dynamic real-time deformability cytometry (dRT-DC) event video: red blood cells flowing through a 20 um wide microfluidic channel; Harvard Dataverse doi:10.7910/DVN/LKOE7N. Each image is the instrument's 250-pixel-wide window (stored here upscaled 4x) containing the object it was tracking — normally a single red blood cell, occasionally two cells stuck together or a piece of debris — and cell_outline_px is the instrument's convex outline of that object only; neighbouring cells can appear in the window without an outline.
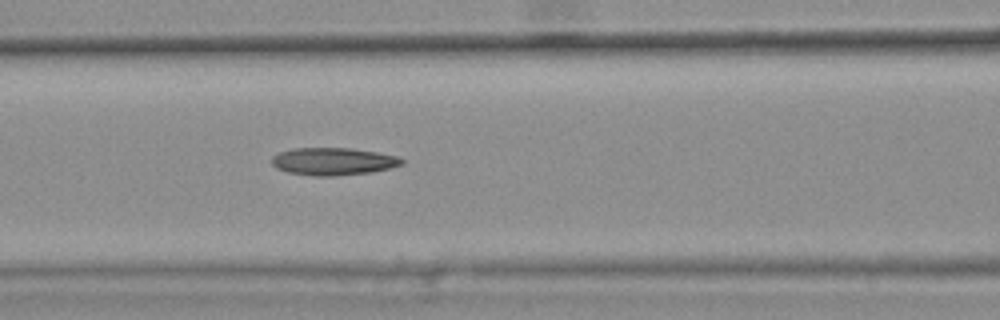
{"species": "common noctule bat (a hibernating species)", "species_latin": "Nyctalus noctula", "temperature_condition": "warm", "stored_images_in_passage": 45, "camera_frame_rate_fps": 3000, "um_per_image_px": 0.085, "animal": {"sex": "female", "body_mass_g": 25.1}, "frame": {"image": 1, "passage_image": 20, "time_ms": 6.333, "image_size_px": [1000, 320], "cell_outline_px": [[404, 164], [372, 172], [336, 176], [312, 176], [288, 172], [276, 168], [272, 164], [272, 156], [280, 152], [292, 148], [352, 148], [376, 152], [396, 156], [404, 160]], "centroid_in_image_um": [28.31, 13.72], "position_along_channel_um": 138.3, "area_um2": 20.87}, "authors_computed_cell_mechanics": {"area_um2": 20.3456, "velocity_mm_per_s": 3.799, "shape_relaxation_time_tau1_ms": null, "shape_relaxation_time_tau2_ms": 6.5367, "deformation_change_tau1": null, "deformation_change_tau2": 0.2025}}